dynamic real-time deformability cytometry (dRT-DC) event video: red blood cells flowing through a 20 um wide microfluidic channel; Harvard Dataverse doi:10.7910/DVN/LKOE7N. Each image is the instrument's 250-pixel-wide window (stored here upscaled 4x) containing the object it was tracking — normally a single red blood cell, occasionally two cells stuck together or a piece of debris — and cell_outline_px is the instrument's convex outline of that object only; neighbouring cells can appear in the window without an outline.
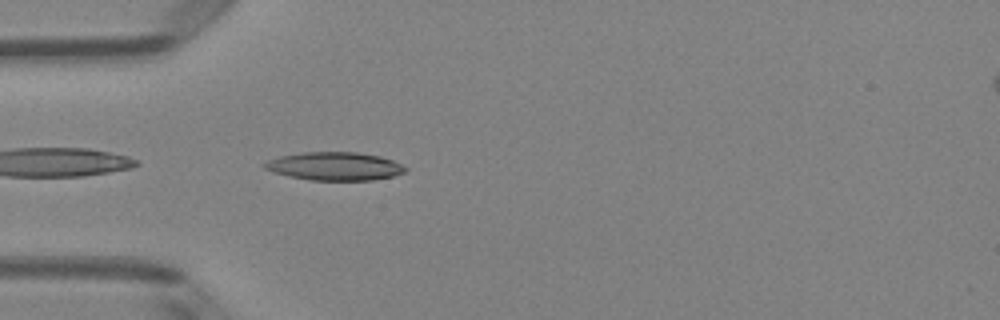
{"species": "Egyptian fruit bat (a non-hibernating species)", "species_latin": "Rousettus aegyptiacus", "temperature_condition": "room temperature", "stored_images_in_passage": 35, "camera_frame_rate_fps": 3000, "um_per_image_px": 0.085, "animal": {"sex": "female"}, "frame": {"image": 1, "passage_image": 1, "time_ms": 0.0, "image_size_px": [1000, 320], "cell_outline_px": [[408, 168], [404, 172], [392, 176], [372, 180], [312, 180], [288, 176], [272, 172], [264, 168], [260, 164], [268, 160], [280, 156], [304, 152], [356, 152], [380, 156], [392, 160]], "centroid_in_image_um": [28.41, 14.13], "position_along_channel_um": 56.6, "area_um2": 23.12}}
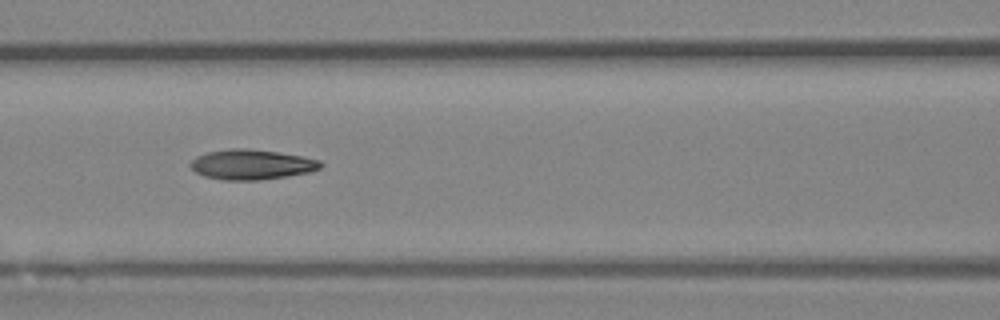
{"frame": {"image": 2, "passage_image": 8, "time_ms": 2.333, "image_size_px": [1000, 320], "cell_outline_px": [[324, 164], [320, 168], [312, 172], [288, 176], [256, 180], [224, 180], [204, 176], [196, 172], [188, 164], [196, 156], [208, 152], [228, 148], [248, 148], [276, 152], [300, 156], [320, 160]], "centroid_in_image_um": [21.38, 13.98], "position_along_channel_um": 145.2, "area_um2": 22.83}}
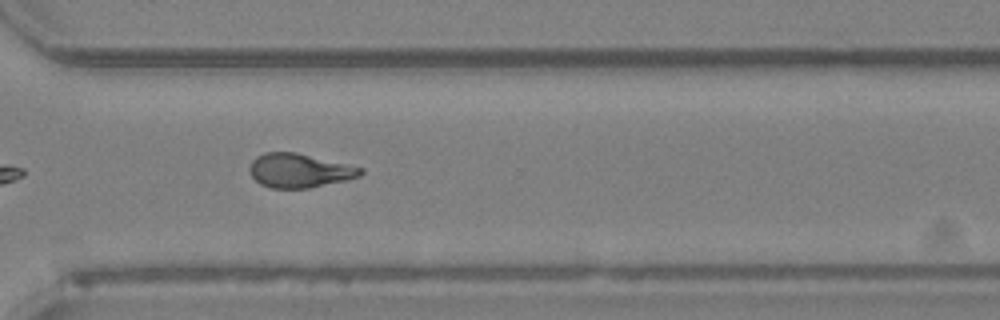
{"frame": {"image": 3, "passage_image": 23, "time_ms": 7.333, "image_size_px": [1000, 320], "cell_outline_px": [[364, 172], [360, 176], [344, 180], [308, 188], [272, 188], [260, 184], [252, 176], [248, 168], [252, 160], [256, 156], [264, 152], [296, 152], [364, 168]], "centroid_in_image_um": [25.42, 14.49], "position_along_channel_um": 345.2, "area_um2": 21.91}, "authors_computed_cell_mechanics": {"area_um2": 21.9062, "velocity_mm_per_s": 4.0145, "shape_relaxation_time_tau1_ms": null, "shape_relaxation_time_tau2_ms": 3.608, "deformation_change_tau1": null, "deformation_change_tau2": 0.1208}}